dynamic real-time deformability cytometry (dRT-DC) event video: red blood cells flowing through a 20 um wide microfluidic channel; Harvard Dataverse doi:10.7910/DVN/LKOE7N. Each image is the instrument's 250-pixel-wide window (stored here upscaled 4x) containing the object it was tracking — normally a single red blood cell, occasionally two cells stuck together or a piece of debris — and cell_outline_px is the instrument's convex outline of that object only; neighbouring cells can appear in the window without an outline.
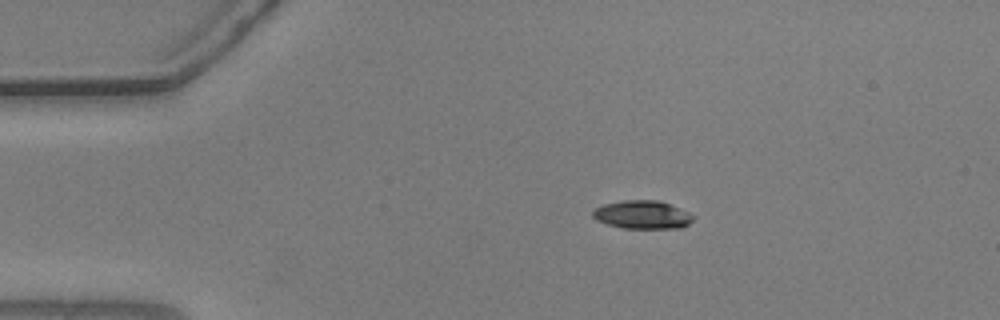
{"species": "common noctule bat (a hibernating species)", "species_latin": "Nyctalus noctula", "temperature_condition": "warm", "stored_images_in_passage": 46, "camera_frame_rate_fps": 3000, "um_per_image_px": 0.085, "animal": {"sex": "male", "body_mass_g": 20.5, "forearm_length_mm": 52.5}, "frame": {"image": 1, "passage_image": 1, "time_ms": 0.0, "image_size_px": [1000, 320], "cell_outline_px": [[692, 220], [688, 224], [680, 228], [624, 228], [608, 224], [596, 220], [592, 216], [592, 212], [596, 208], [604, 204], [624, 200], [660, 200], [688, 212], [692, 216]], "centroid_in_image_um": [54.58, 18.24], "position_along_channel_um": 30.4, "area_um2": 16.36}}
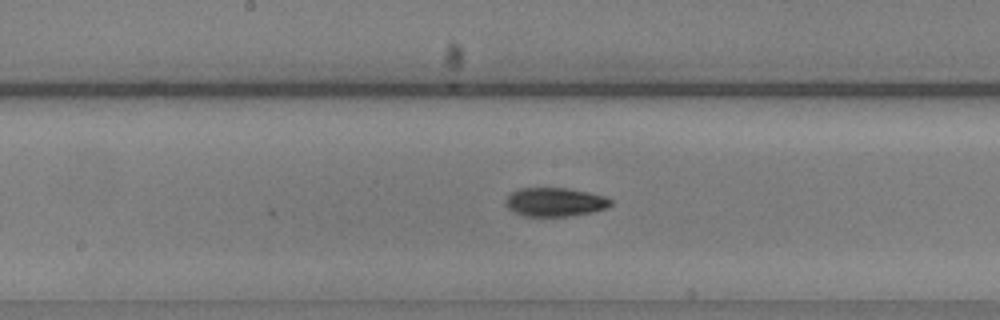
{"frame": {"image": 2, "passage_image": 19, "time_ms": 6.0, "image_size_px": [1000, 320], "cell_outline_px": [[612, 204], [608, 208], [592, 212], [568, 216], [524, 216], [508, 208], [504, 204], [504, 200], [512, 192], [520, 188], [568, 188], [588, 192], [604, 196], [612, 200]], "centroid_in_image_um": [47.18, 17.17], "position_along_channel_um": 201.0, "area_um2": 17.63}}
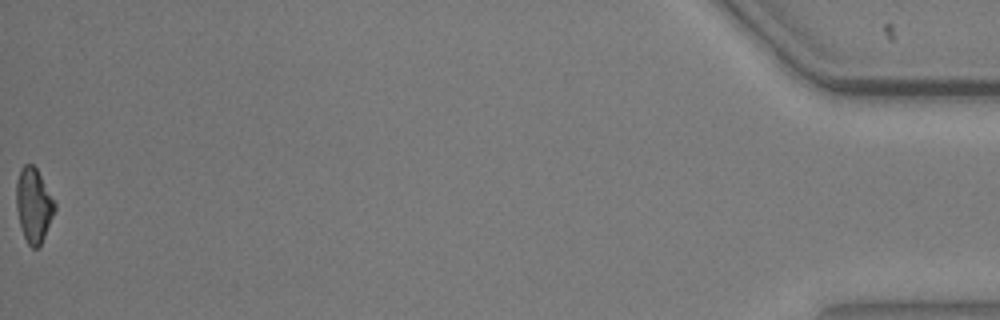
{"frame": {"image": 3, "passage_image": 46, "time_ms": 15.0, "image_size_px": [1000, 320], "cell_outline_px": [[56, 208], [40, 248], [32, 248], [28, 244], [24, 236], [20, 224], [16, 208], [16, 180], [20, 168], [24, 164], [32, 164], [36, 168], [56, 200]], "centroid_in_image_um": [2.87, 17.43], "position_along_channel_um": 432.3, "area_um2": 16.94}, "authors_computed_cell_mechanics": {"area_um2": 17.051, "velocity_mm_per_s": 3.6816, "shape_relaxation_time_tau1_ms": null, "shape_relaxation_time_tau2_ms": 1.8406, "deformation_change_tau1": null, "deformation_change_tau2": 0.0637}}